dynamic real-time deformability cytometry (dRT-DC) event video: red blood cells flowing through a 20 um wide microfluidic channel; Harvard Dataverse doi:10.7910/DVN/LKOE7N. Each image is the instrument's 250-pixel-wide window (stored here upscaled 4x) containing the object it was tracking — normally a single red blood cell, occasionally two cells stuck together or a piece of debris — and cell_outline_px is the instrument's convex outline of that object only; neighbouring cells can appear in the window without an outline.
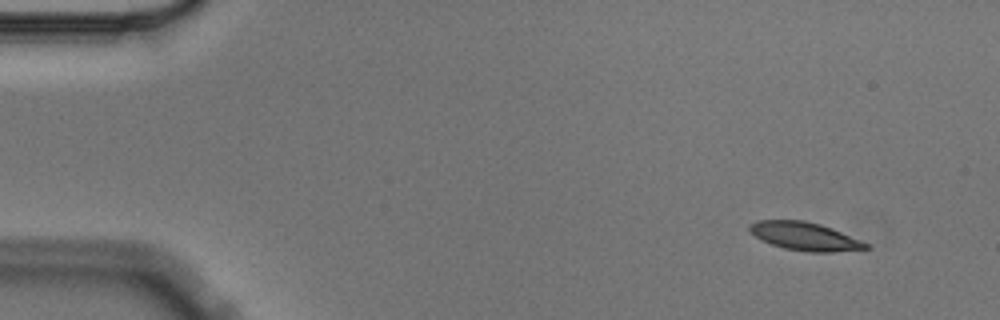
{"species": "Egyptian fruit bat (a non-hibernating species)", "species_latin": "Rousettus aegyptiacus", "temperature_condition": "cold", "stored_images_in_passage": 3, "camera_frame_rate_fps": 3000, "um_per_image_px": 0.085, "animal": {"sex": "male"}, "frame": {"image": 1, "passage_image": 1, "time_ms": 0.0, "image_size_px": [1000, 320], "cell_outline_px": [[872, 248], [832, 252], [808, 252], [784, 248], [760, 240], [748, 228], [748, 224], [756, 220], [804, 220], [820, 224], [832, 228], [868, 244]], "centroid_in_image_um": [68.38, 20.08], "position_along_channel_um": 16.6, "area_um2": 19.02}}
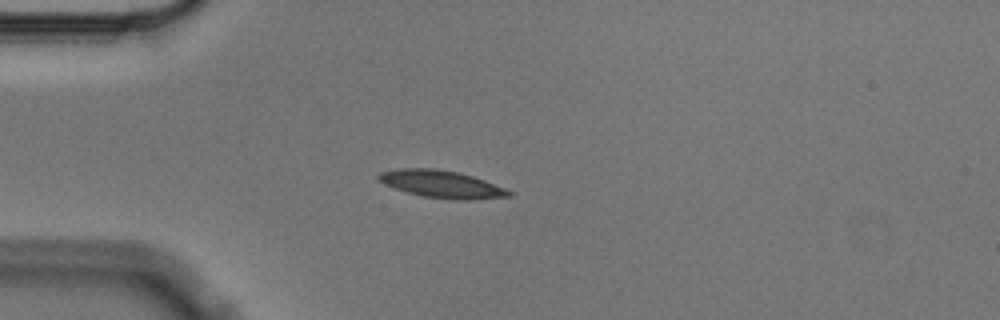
{"frame": {"image": 2, "passage_image": 3, "time_ms": 0.667, "image_size_px": [1000, 320], "cell_outline_px": [[512, 196], [476, 200], [452, 200], [424, 196], [408, 192], [384, 184], [376, 180], [376, 176], [380, 172], [400, 168], [432, 168], [456, 172], [472, 176], [484, 180], [504, 188], [512, 192]], "centroid_in_image_um": [37.53, 15.66], "position_along_channel_um": 47.5, "area_um2": 20.75}}